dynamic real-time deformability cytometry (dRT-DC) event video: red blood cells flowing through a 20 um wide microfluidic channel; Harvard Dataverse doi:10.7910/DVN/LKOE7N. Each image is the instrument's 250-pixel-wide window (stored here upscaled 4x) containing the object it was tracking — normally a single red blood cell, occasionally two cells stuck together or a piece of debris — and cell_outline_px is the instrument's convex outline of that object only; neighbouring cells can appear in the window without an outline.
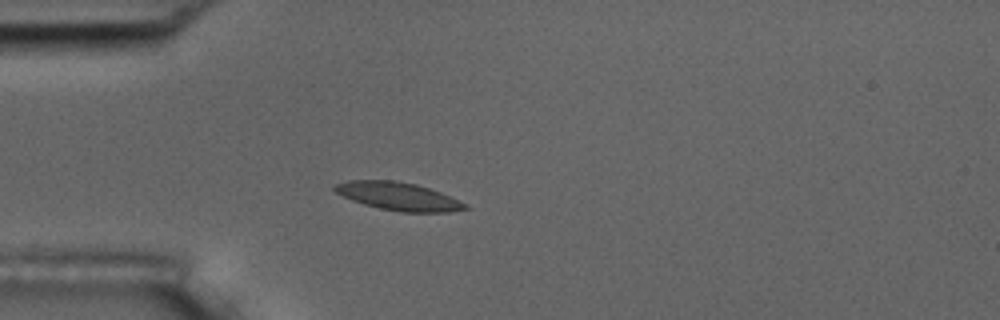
{"species": "common noctule bat (a hibernating species)", "species_latin": "Nyctalus noctula", "temperature_condition": "room temperature", "stored_images_in_passage": 2, "camera_frame_rate_fps": 3000, "um_per_image_px": 0.085, "animal": {"sex": "male", "body_mass_g": 17.5, "forearm_length_mm": 52.3}, "frame": {"image": 1, "passage_image": 1, "time_ms": 0.0, "image_size_px": [1000, 320], "cell_outline_px": [[472, 208], [448, 212], [400, 212], [380, 208], [364, 204], [352, 200], [336, 192], [332, 188], [336, 184], [348, 180], [392, 180], [416, 184], [440, 192], [468, 204]], "centroid_in_image_um": [33.89, 16.69], "position_along_channel_um": 51.1, "area_um2": 21.21}}